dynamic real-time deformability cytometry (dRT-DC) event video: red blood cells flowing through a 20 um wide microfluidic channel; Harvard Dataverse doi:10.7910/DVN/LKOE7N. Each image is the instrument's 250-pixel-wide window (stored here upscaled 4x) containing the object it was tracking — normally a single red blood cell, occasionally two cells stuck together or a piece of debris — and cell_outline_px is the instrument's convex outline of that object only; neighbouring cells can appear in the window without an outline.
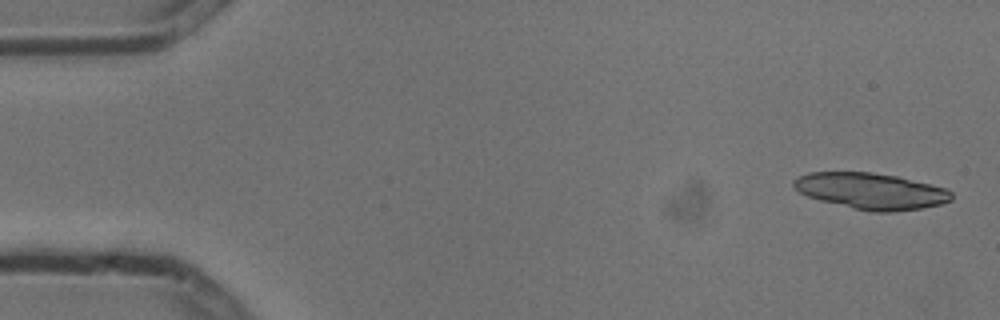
{"species": "common noctule bat (a hibernating species)", "species_latin": "Nyctalus noctula", "temperature_condition": "cold", "stored_images_in_passage": 4, "camera_frame_rate_fps": 3000, "um_per_image_px": 0.085, "animal": {"sex": "male", "body_mass_g": 13.3}, "frame": {"image": 1, "passage_image": 1, "time_ms": 0.0, "image_size_px": [1000, 320], "cell_outline_px": [[952, 200], [940, 204], [920, 208], [896, 212], [872, 212], [820, 200], [808, 196], [800, 192], [792, 184], [792, 180], [808, 172], [872, 172], [896, 176], [944, 188], [952, 192]], "centroid_in_image_um": [74.02, 16.24], "position_along_channel_um": 11.0, "area_um2": 32.95}}